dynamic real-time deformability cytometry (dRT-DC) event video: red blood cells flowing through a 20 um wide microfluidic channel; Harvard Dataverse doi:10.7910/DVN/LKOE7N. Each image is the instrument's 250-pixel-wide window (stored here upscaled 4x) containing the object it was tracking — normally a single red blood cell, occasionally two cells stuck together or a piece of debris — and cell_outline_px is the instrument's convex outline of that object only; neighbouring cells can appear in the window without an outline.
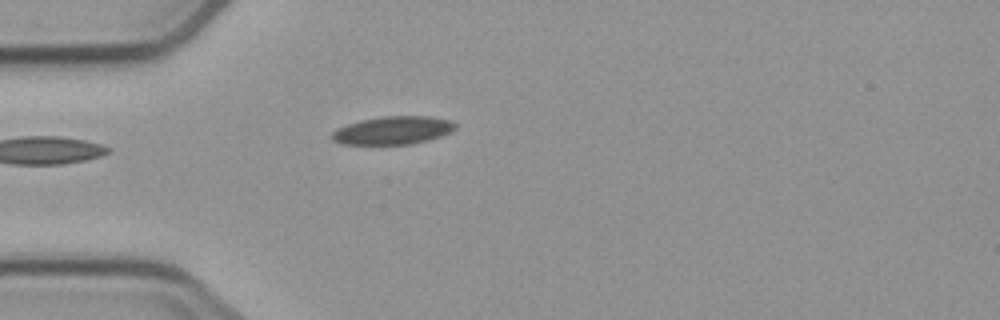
{"species": "common noctule bat (a hibernating species)", "species_latin": "Nyctalus noctula", "temperature_condition": "cold", "stored_images_in_passage": 1, "camera_frame_rate_fps": 3000, "um_per_image_px": 0.085, "animal": {"sex": "male", "body_mass_g": 23.1, "forearm_length_mm": 52.7}, "frame": {"image": 1, "passage_image": 1, "time_ms": 0.0, "image_size_px": [1000, 320], "cell_outline_px": [[456, 128], [440, 136], [428, 140], [412, 144], [340, 144], [332, 140], [332, 132], [336, 128], [360, 120], [380, 116], [432, 116], [448, 120], [456, 124]], "centroid_in_image_um": [33.36, 11.07], "position_along_channel_um": 51.6, "area_um2": 20.17}}